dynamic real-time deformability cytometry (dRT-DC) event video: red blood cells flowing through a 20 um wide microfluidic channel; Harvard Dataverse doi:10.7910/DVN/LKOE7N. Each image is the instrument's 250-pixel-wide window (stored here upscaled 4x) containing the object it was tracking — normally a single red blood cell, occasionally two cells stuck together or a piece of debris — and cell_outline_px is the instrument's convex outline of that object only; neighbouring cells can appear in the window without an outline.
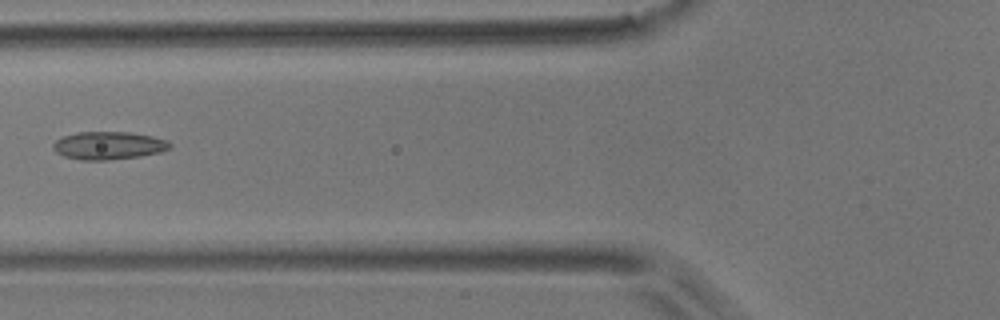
{"species": "common noctule bat (a hibernating species)", "species_latin": "Nyctalus noctula", "temperature_condition": "room temperature", "stored_images_in_passage": 7, "camera_frame_rate_fps": 3000, "um_per_image_px": 0.085, "animal": {"sex": "male", "body_mass_g": 17.9}, "frame": {"image": 1, "passage_image": 6, "time_ms": 6.0, "image_size_px": [1000, 320], "cell_outline_px": [[172, 144], [168, 148], [160, 152], [140, 156], [108, 160], [80, 160], [64, 156], [56, 152], [52, 148], [52, 144], [56, 140], [64, 136], [76, 132], [128, 132], [152, 136], [168, 140]], "centroid_in_image_um": [9.21, 12.37], "position_along_channel_um": 116.6, "area_um2": 18.96}}
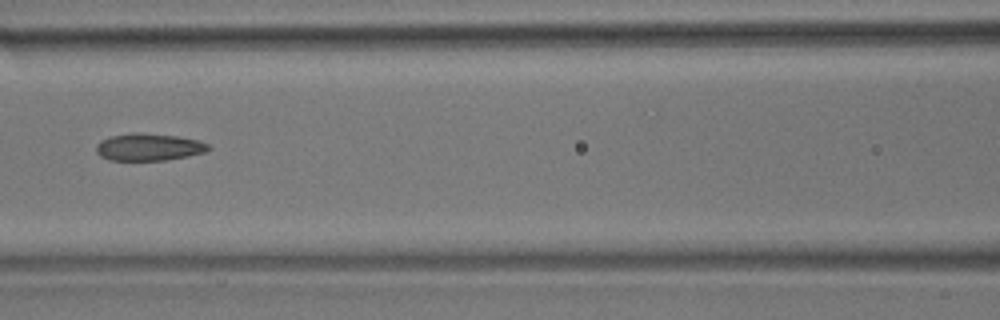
{"frame": {"image": 2, "passage_image": 7, "time_ms": 7.0, "image_size_px": [1000, 320], "cell_outline_px": [[212, 148], [204, 152], [188, 156], [168, 160], [108, 160], [100, 156], [96, 152], [96, 144], [100, 140], [112, 136], [132, 132], [140, 132], [176, 136], [200, 140], [208, 144]], "centroid_in_image_um": [12.64, 12.5], "position_along_channel_um": 154.0, "area_um2": 17.98}}